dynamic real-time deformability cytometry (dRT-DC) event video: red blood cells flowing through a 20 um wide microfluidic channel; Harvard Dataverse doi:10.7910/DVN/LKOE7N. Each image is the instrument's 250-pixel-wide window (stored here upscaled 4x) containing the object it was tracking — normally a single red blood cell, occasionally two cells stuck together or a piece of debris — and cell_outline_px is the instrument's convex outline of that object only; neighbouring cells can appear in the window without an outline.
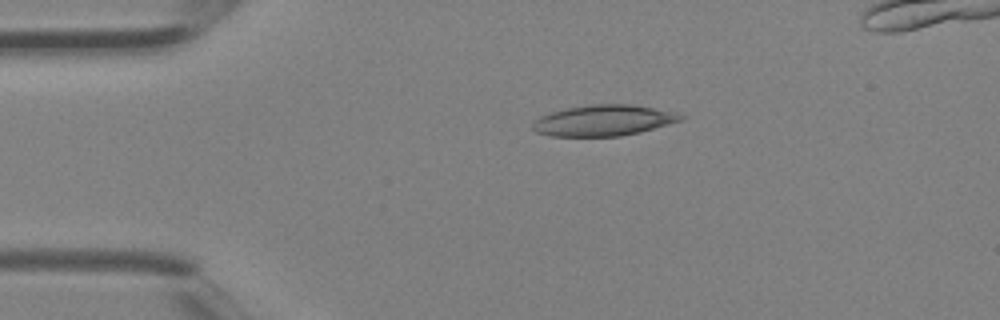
{"species": "Egyptian fruit bat (a non-hibernating species)", "species_latin": "Rousettus aegyptiacus", "temperature_condition": "room temperature", "stored_images_in_passage": 3, "camera_frame_rate_fps": 3000, "um_per_image_px": 0.085, "animal": {"sex": "female"}, "frame": {"image": 1, "passage_image": 1, "time_ms": 0.0, "image_size_px": [1000, 320], "cell_outline_px": [[688, 116], [684, 120], [640, 132], [620, 136], [548, 136], [536, 132], [532, 128], [532, 124], [540, 116], [564, 108], [592, 104], [632, 104], [672, 112]], "centroid_in_image_um": [51.3, 10.24], "position_along_channel_um": 33.7, "area_um2": 26.7}}
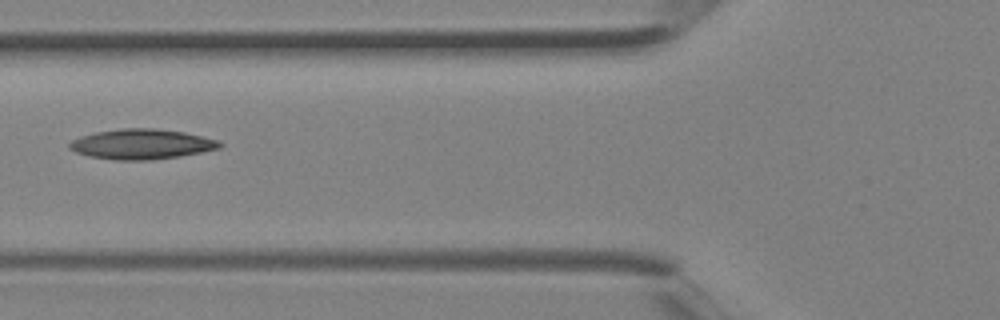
{"frame": {"image": 2, "passage_image": 3, "time_ms": 0.667, "image_size_px": [1000, 320], "cell_outline_px": [[224, 144], [220, 148], [180, 156], [152, 160], [112, 160], [88, 156], [76, 152], [68, 148], [68, 144], [72, 140], [80, 136], [96, 132], [124, 128], [156, 128], [184, 132], [220, 140]], "centroid_in_image_um": [12.04, 12.25], "position_along_channel_um": 113.8, "area_um2": 26.53}}